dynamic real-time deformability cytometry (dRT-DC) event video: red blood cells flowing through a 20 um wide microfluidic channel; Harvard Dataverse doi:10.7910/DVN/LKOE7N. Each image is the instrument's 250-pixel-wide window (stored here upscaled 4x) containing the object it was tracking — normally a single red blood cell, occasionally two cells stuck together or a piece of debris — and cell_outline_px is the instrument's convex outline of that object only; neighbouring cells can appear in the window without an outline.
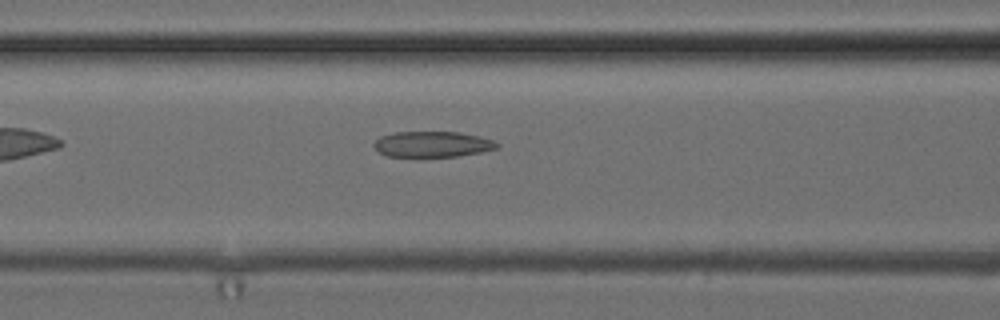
{"species": "common noctule bat (a hibernating species)", "species_latin": "Nyctalus noctula", "temperature_condition": "cold", "stored_images_in_passage": 25, "camera_frame_rate_fps": 3000, "um_per_image_px": 0.085, "animal": {"sex": "female", "body_mass_g": 24.6, "forearm_length_mm": 56.2}, "frame": {"image": 1, "passage_image": 5, "time_ms": 1.333, "image_size_px": [1000, 320], "cell_outline_px": [[500, 144], [496, 148], [480, 152], [456, 156], [384, 156], [372, 144], [380, 136], [396, 132], [460, 132], [480, 136], [492, 140]], "centroid_in_image_um": [36.74, 12.25], "position_along_channel_um": 129.9, "area_um2": 18.26}}
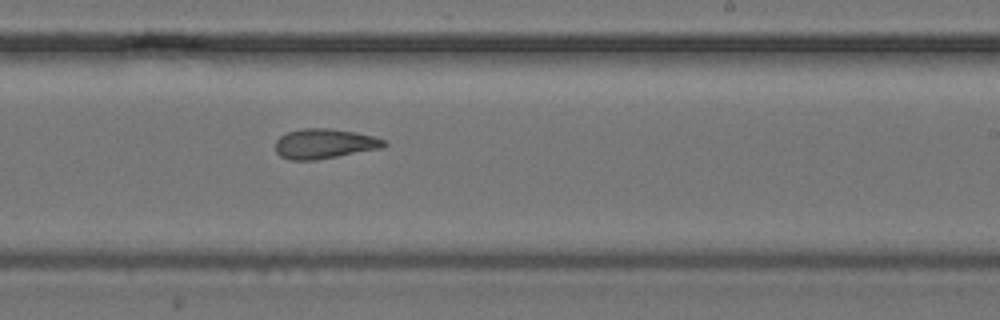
{"frame": {"image": 2, "passage_image": 15, "time_ms": 4.667, "image_size_px": [1000, 320], "cell_outline_px": [[388, 144], [384, 148], [316, 160], [288, 160], [280, 156], [276, 152], [276, 140], [280, 136], [288, 132], [304, 128], [328, 128], [356, 132], [388, 140]], "centroid_in_image_um": [27.61, 12.22], "position_along_channel_um": 261.4, "area_um2": 19.13}}
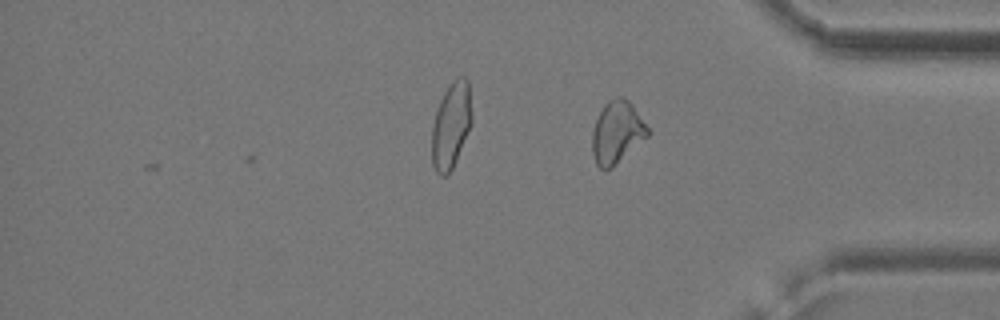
{"frame": {"image": 3, "passage_image": 25, "time_ms": 8.0, "image_size_px": [1000, 320], "cell_outline_px": [[652, 132], [648, 136], [612, 168], [604, 172], [596, 164], [592, 152], [592, 132], [596, 120], [604, 104], [608, 100], [616, 96], [620, 96], [628, 100], [632, 104]], "centroid_in_image_um": [52.44, 11.26], "position_along_channel_um": 382.8, "area_um2": 20.35}}